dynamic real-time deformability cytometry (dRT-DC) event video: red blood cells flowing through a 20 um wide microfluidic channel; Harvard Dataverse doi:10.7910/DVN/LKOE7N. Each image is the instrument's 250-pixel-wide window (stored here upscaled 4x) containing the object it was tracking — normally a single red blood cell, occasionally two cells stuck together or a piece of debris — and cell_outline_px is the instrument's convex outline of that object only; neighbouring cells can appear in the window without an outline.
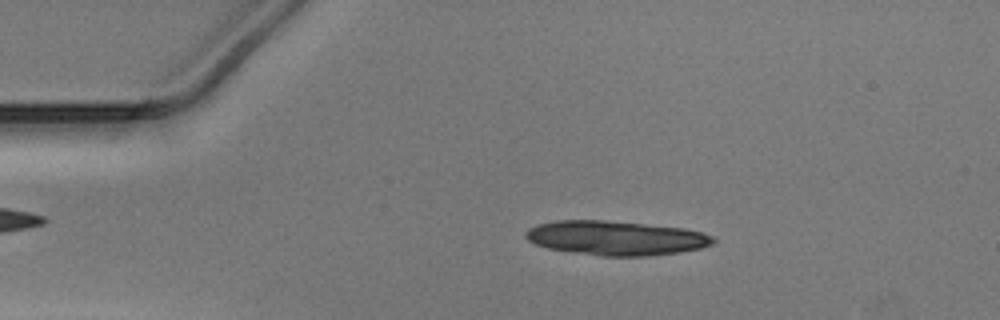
{"species": "Egyptian fruit bat (a non-hibernating species)", "species_latin": "Rousettus aegyptiacus", "temperature_condition": "warm", "stored_images_in_passage": 44, "camera_frame_rate_fps": 3000, "um_per_image_px": 0.085, "animal": {"sex": "male"}, "frame": {"image": 1, "passage_image": 4, "time_ms": 1.0, "image_size_px": [1000, 320], "cell_outline_px": [[716, 240], [712, 244], [700, 248], [680, 252], [648, 256], [604, 256], [548, 248], [536, 244], [528, 240], [524, 236], [524, 232], [528, 228], [536, 224], [556, 220], [604, 220], [684, 228], [700, 232], [712, 236]], "centroid_in_image_um": [52.32, 20.22], "position_along_channel_um": 32.7, "area_um2": 37.4}}
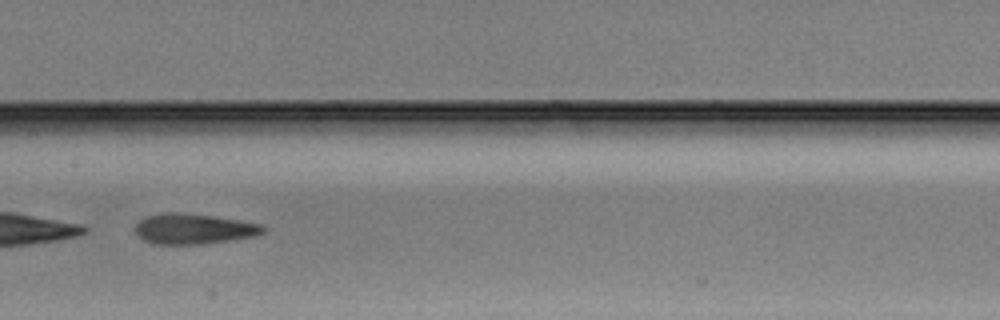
{"frame": {"image": 2, "passage_image": 20, "time_ms": 6.333, "image_size_px": [1000, 320], "cell_outline_px": [[268, 228], [264, 232], [256, 236], [200, 244], [152, 244], [136, 236], [132, 228], [140, 220], [148, 216], [168, 212], [180, 212], [212, 216], [240, 220], [264, 224]], "centroid_in_image_um": [16.45, 19.45], "position_along_channel_um": 190.9, "area_um2": 22.89}}
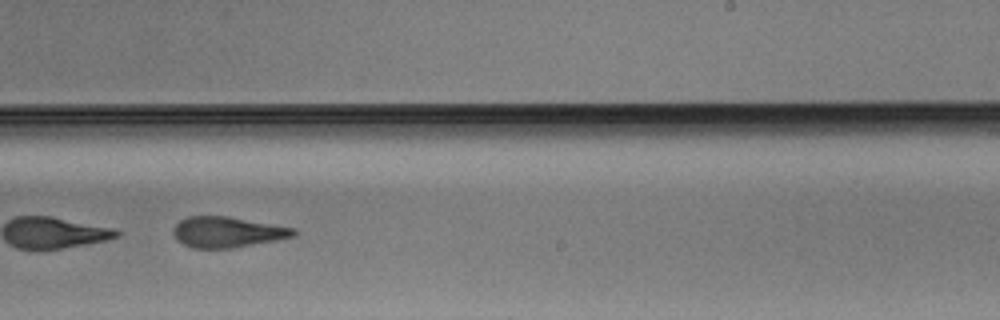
{"frame": {"image": 3, "passage_image": 26, "time_ms": 8.333, "image_size_px": [1000, 320], "cell_outline_px": [[296, 236], [276, 240], [232, 248], [192, 248], [176, 240], [172, 232], [172, 228], [180, 220], [188, 216], [228, 216], [296, 228]], "centroid_in_image_um": [19.31, 19.72], "position_along_channel_um": 269.7, "area_um2": 21.62}}